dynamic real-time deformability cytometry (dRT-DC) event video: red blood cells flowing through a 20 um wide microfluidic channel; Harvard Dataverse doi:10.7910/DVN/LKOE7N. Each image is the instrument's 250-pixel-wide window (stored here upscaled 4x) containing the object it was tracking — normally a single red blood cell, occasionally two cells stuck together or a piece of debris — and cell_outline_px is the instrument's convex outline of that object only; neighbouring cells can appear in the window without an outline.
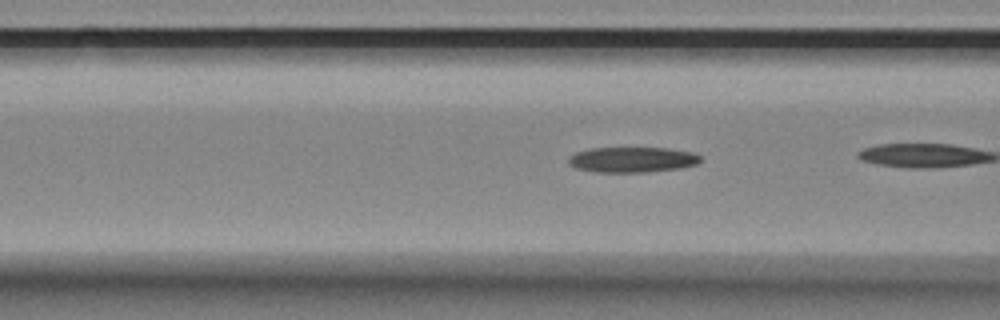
{"species": "Egyptian fruit bat (a non-hibernating species)", "species_latin": "Rousettus aegyptiacus", "temperature_condition": "room temperature", "stored_images_in_passage": 28, "camera_frame_rate_fps": 3000, "um_per_image_px": 0.085, "animal": {"sex": "female"}, "frame": {"image": 1, "passage_image": 5, "time_ms": 1.333, "image_size_px": [1000, 320], "cell_outline_px": [[700, 160], [696, 164], [680, 168], [648, 172], [596, 172], [576, 168], [568, 164], [568, 156], [576, 152], [588, 148], [668, 148], [692, 152], [700, 156]], "centroid_in_image_um": [53.7, 13.57], "position_along_channel_um": 112.9, "area_um2": 19.59}}